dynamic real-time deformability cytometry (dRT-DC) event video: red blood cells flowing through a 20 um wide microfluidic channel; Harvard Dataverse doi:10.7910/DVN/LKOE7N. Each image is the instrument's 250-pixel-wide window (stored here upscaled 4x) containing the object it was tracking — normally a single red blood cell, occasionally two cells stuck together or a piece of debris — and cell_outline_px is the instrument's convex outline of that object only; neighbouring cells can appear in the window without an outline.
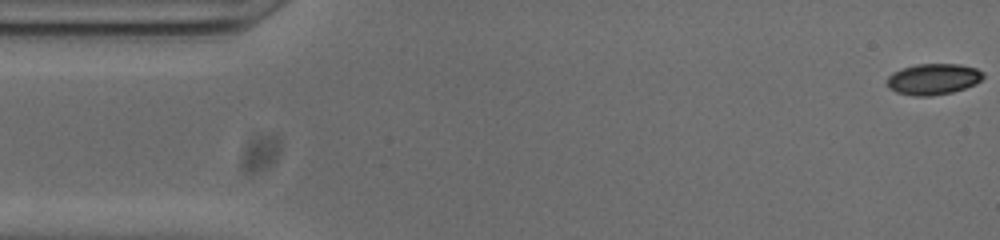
{"species": "common noctule bat (a hibernating species)", "species_latin": "Nyctalus noctula", "temperature_condition": "cold", "stored_images_in_passage": 53, "camera_frame_rate_fps": 3000, "um_per_image_px": 0.085, "animal": {"sex": "male", "body_mass_g": 20.0, "forearm_length_mm": 53.3}, "frame": {"image": 1, "passage_image": 1, "time_ms": 0.0, "image_size_px": [1000, 240], "cell_outline_px": [[984, 76], [976, 84], [952, 92], [928, 96], [916, 96], [896, 92], [888, 88], [888, 76], [892, 72], [900, 68], [916, 64], [960, 64], [976, 68], [984, 72]], "centroid_in_image_um": [79.32, 6.71], "position_along_channel_um": 5.7, "area_um2": 17.46}}
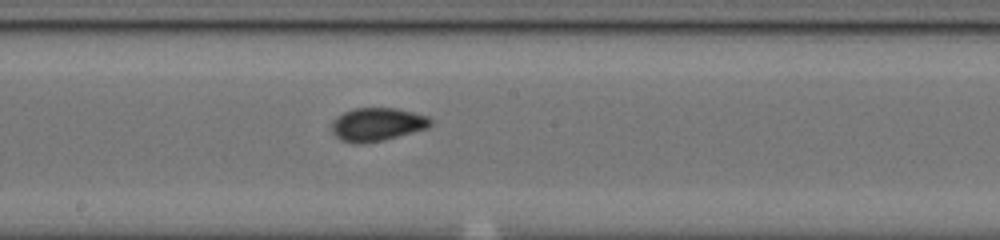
{"frame": {"image": 2, "passage_image": 27, "time_ms": 8.667, "image_size_px": [1000, 240], "cell_outline_px": [[432, 124], [428, 128], [380, 140], [356, 144], [352, 144], [340, 140], [332, 132], [332, 120], [336, 116], [352, 108], [396, 108], [428, 116], [432, 120]], "centroid_in_image_um": [32.02, 10.56], "position_along_channel_um": 216.2, "area_um2": 19.07}}
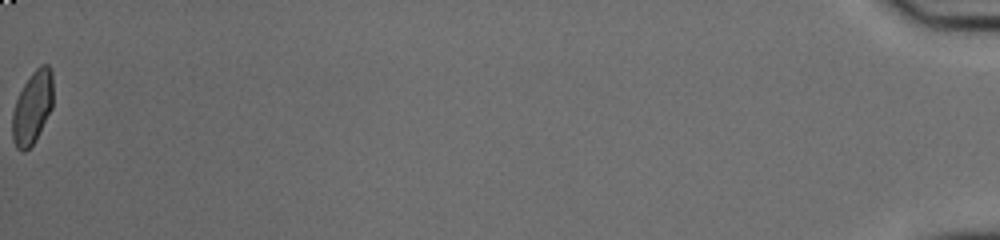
{"frame": {"image": 3, "passage_image": 53, "time_ms": 17.333, "image_size_px": [1000, 240], "cell_outline_px": [[52, 108], [36, 140], [24, 152], [16, 148], [12, 140], [12, 112], [16, 100], [24, 84], [32, 72], [40, 64], [48, 64], [52, 72]], "centroid_in_image_um": [2.74, 9.14], "position_along_channel_um": 432.5, "area_um2": 17.34}, "authors_computed_cell_mechanics": {"area_um2": 17.9758, "velocity_mm_per_s": 3.8355, "shape_relaxation_time_tau1_ms": 10.3358, "shape_relaxation_time_tau2_ms": 2.2379, "deformation_change_tau1": 0.2159, "deformation_change_tau2": 0.0404}}